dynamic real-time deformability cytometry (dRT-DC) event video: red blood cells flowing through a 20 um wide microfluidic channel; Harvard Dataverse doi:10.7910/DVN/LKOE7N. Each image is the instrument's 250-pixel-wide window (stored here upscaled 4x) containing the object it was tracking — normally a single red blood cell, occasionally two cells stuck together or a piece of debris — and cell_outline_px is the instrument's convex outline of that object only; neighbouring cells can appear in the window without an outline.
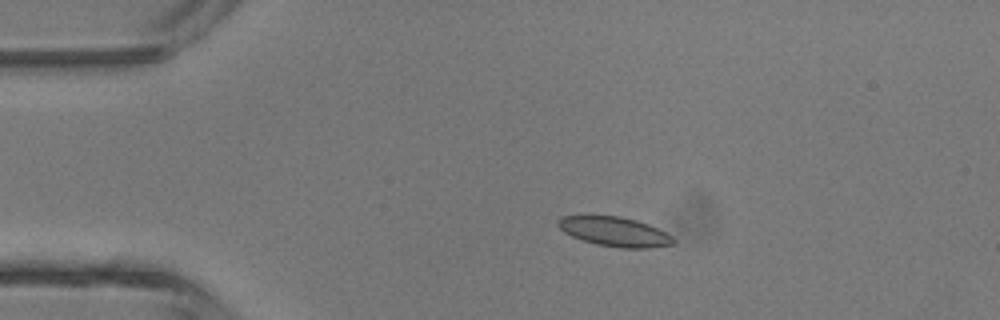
{"species": "common noctule bat (a hibernating species)", "species_latin": "Nyctalus noctula", "temperature_condition": "room temperature", "stored_images_in_passage": 3, "camera_frame_rate_fps": 3000, "um_per_image_px": 0.085, "animal": {"sex": "male", "body_mass_g": 13.3}, "frame": {"image": 1, "passage_image": 2, "time_ms": 1.0, "image_size_px": [1000, 320], "cell_outline_px": [[676, 244], [648, 248], [620, 248], [596, 244], [572, 236], [564, 232], [556, 224], [556, 220], [560, 216], [588, 212], [620, 216], [636, 220], [648, 224], [672, 236], [676, 240]], "centroid_in_image_um": [52.15, 19.63], "position_along_channel_um": 32.8, "area_um2": 20.63}}